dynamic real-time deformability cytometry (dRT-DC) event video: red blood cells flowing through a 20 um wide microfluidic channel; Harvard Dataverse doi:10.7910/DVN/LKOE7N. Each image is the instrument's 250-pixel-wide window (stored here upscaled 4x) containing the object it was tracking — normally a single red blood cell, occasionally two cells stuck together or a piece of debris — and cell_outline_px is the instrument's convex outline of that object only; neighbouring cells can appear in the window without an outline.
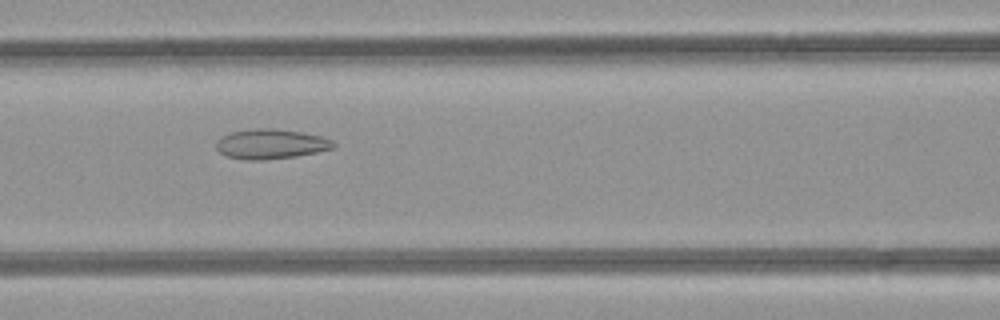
{"species": "common noctule bat (a hibernating species)", "species_latin": "Nyctalus noctula", "temperature_condition": "room temperature", "stored_images_in_passage": 35, "camera_frame_rate_fps": 3000, "um_per_image_px": 0.085, "animal": {"sex": "female", "body_mass_g": 21.9}, "frame": {"image": 1, "passage_image": 7, "time_ms": 2.0, "image_size_px": [1000, 320], "cell_outline_px": [[336, 144], [332, 148], [316, 152], [296, 156], [264, 160], [244, 160], [228, 156], [220, 152], [216, 148], [216, 140], [232, 132], [256, 128], [276, 128], [300, 132], [320, 136], [332, 140]], "centroid_in_image_um": [23.01, 12.24], "position_along_channel_um": 143.6, "area_um2": 20.23}}
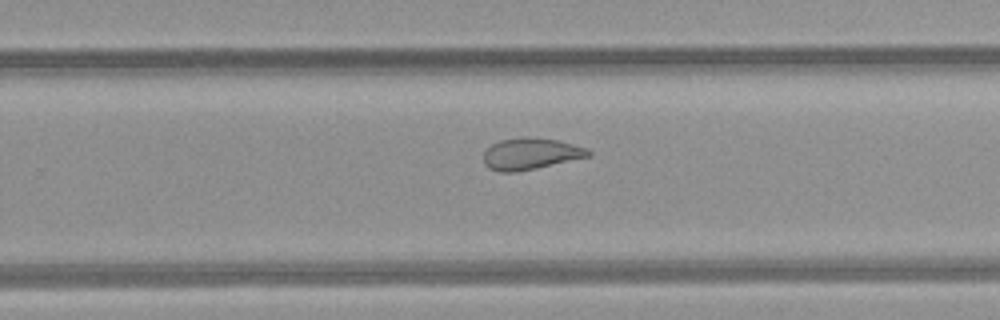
{"frame": {"image": 2, "passage_image": 17, "time_ms": 5.333, "image_size_px": [1000, 320], "cell_outline_px": [[592, 156], [536, 168], [516, 172], [500, 172], [488, 168], [484, 164], [484, 152], [492, 144], [500, 140], [524, 136], [560, 140], [588, 148], [592, 152]], "centroid_in_image_um": [45.13, 13.06], "position_along_channel_um": 284.7, "area_um2": 19.48}}
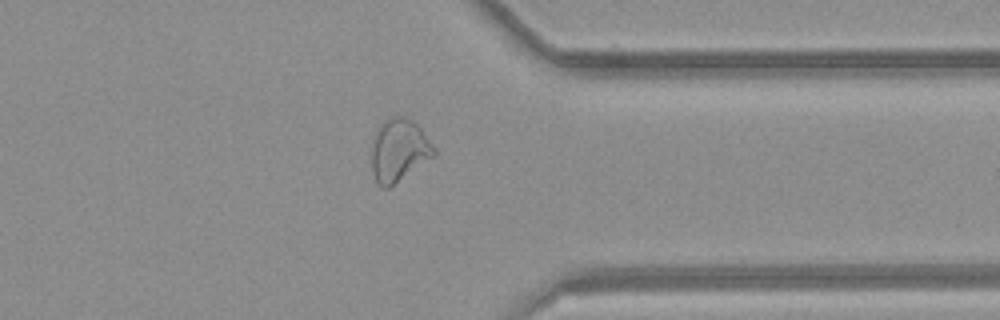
{"frame": {"image": 3, "passage_image": 24, "time_ms": 7.667, "image_size_px": [1000, 320], "cell_outline_px": [[436, 156], [388, 188], [384, 188], [376, 184], [372, 172], [372, 136], [384, 120], [392, 116], [400, 116], [412, 120], [420, 128], [436, 148]], "centroid_in_image_um": [33.91, 12.78], "position_along_channel_um": 377.5, "area_um2": 23.0}, "authors_computed_cell_mechanics": {"area_um2": 20.808, "velocity_mm_per_s": 4.2452, "shape_relaxation_time_tau1_ms": null, "shape_relaxation_time_tau2_ms": 1.6707, "deformation_change_tau1": null, "deformation_change_tau2": 0.0921}}